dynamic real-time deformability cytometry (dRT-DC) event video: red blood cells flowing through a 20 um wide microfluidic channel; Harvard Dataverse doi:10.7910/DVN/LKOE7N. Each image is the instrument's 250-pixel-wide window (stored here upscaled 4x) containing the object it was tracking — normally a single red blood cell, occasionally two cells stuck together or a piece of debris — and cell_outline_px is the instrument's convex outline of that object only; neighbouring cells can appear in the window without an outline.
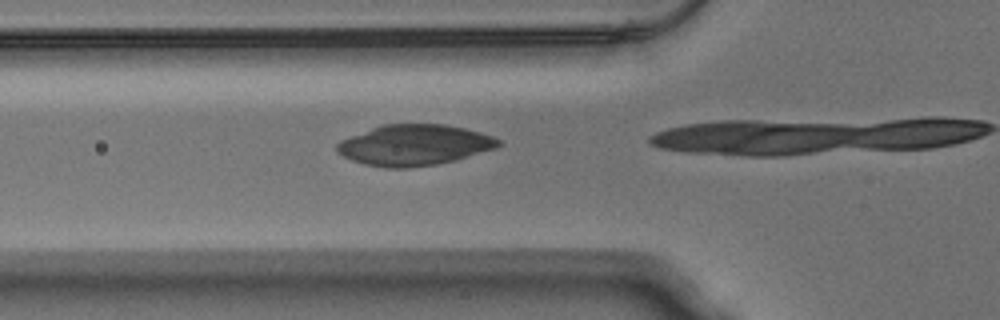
{"species": "Egyptian fruit bat (a non-hibernating species)", "species_latin": "Rousettus aegyptiacus", "temperature_condition": "warm", "stored_images_in_passage": 11, "camera_frame_rate_fps": 3000, "um_per_image_px": 0.085, "animal": {"sex": "male"}, "frame": {"image": 1, "passage_image": 8, "time_ms": 2.333, "image_size_px": [1000, 320], "cell_outline_px": [[500, 144], [496, 148], [456, 160], [436, 164], [408, 168], [384, 168], [364, 164], [352, 160], [336, 152], [336, 144], [340, 140], [372, 128], [384, 124], [444, 124], [464, 128], [480, 132], [492, 136], [500, 140]], "centroid_in_image_um": [35.2, 12.33], "position_along_channel_um": 90.6, "area_um2": 38.32}}